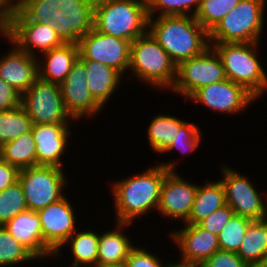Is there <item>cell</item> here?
Listing matches in <instances>:
<instances>
[{
  "mask_svg": "<svg viewBox=\"0 0 267 267\" xmlns=\"http://www.w3.org/2000/svg\"><path fill=\"white\" fill-rule=\"evenodd\" d=\"M95 0H17L12 21L51 25L63 43L78 45L94 27Z\"/></svg>",
  "mask_w": 267,
  "mask_h": 267,
  "instance_id": "obj_1",
  "label": "cell"
},
{
  "mask_svg": "<svg viewBox=\"0 0 267 267\" xmlns=\"http://www.w3.org/2000/svg\"><path fill=\"white\" fill-rule=\"evenodd\" d=\"M176 163L171 160L150 166L141 174L115 180L111 186L115 222L133 224L136 217L148 215V211H157L162 183L170 171L176 170Z\"/></svg>",
  "mask_w": 267,
  "mask_h": 267,
  "instance_id": "obj_2",
  "label": "cell"
},
{
  "mask_svg": "<svg viewBox=\"0 0 267 267\" xmlns=\"http://www.w3.org/2000/svg\"><path fill=\"white\" fill-rule=\"evenodd\" d=\"M148 31L176 66L210 46L209 33L190 15L149 17Z\"/></svg>",
  "mask_w": 267,
  "mask_h": 267,
  "instance_id": "obj_3",
  "label": "cell"
},
{
  "mask_svg": "<svg viewBox=\"0 0 267 267\" xmlns=\"http://www.w3.org/2000/svg\"><path fill=\"white\" fill-rule=\"evenodd\" d=\"M147 0H95L94 29L133 42L148 31Z\"/></svg>",
  "mask_w": 267,
  "mask_h": 267,
  "instance_id": "obj_4",
  "label": "cell"
},
{
  "mask_svg": "<svg viewBox=\"0 0 267 267\" xmlns=\"http://www.w3.org/2000/svg\"><path fill=\"white\" fill-rule=\"evenodd\" d=\"M258 43H209L222 61L226 78L257 99L267 90V74L256 54Z\"/></svg>",
  "mask_w": 267,
  "mask_h": 267,
  "instance_id": "obj_5",
  "label": "cell"
},
{
  "mask_svg": "<svg viewBox=\"0 0 267 267\" xmlns=\"http://www.w3.org/2000/svg\"><path fill=\"white\" fill-rule=\"evenodd\" d=\"M176 67L149 31L131 43L128 72L131 71L144 84L159 90H171L176 78Z\"/></svg>",
  "mask_w": 267,
  "mask_h": 267,
  "instance_id": "obj_6",
  "label": "cell"
},
{
  "mask_svg": "<svg viewBox=\"0 0 267 267\" xmlns=\"http://www.w3.org/2000/svg\"><path fill=\"white\" fill-rule=\"evenodd\" d=\"M266 0H241L209 32V43L259 42Z\"/></svg>",
  "mask_w": 267,
  "mask_h": 267,
  "instance_id": "obj_7",
  "label": "cell"
},
{
  "mask_svg": "<svg viewBox=\"0 0 267 267\" xmlns=\"http://www.w3.org/2000/svg\"><path fill=\"white\" fill-rule=\"evenodd\" d=\"M18 180L27 207L33 211H39L61 199L64 196V187L68 186L63 169L56 166L38 165L21 169Z\"/></svg>",
  "mask_w": 267,
  "mask_h": 267,
  "instance_id": "obj_8",
  "label": "cell"
},
{
  "mask_svg": "<svg viewBox=\"0 0 267 267\" xmlns=\"http://www.w3.org/2000/svg\"><path fill=\"white\" fill-rule=\"evenodd\" d=\"M225 79L222 61L210 45L201 54L177 65L171 92L188 98L197 89Z\"/></svg>",
  "mask_w": 267,
  "mask_h": 267,
  "instance_id": "obj_9",
  "label": "cell"
},
{
  "mask_svg": "<svg viewBox=\"0 0 267 267\" xmlns=\"http://www.w3.org/2000/svg\"><path fill=\"white\" fill-rule=\"evenodd\" d=\"M21 106L33 124H71L74 120L66 111L60 85L39 78L21 96Z\"/></svg>",
  "mask_w": 267,
  "mask_h": 267,
  "instance_id": "obj_10",
  "label": "cell"
},
{
  "mask_svg": "<svg viewBox=\"0 0 267 267\" xmlns=\"http://www.w3.org/2000/svg\"><path fill=\"white\" fill-rule=\"evenodd\" d=\"M221 166L223 177L220 180L225 190L226 203L233 212L251 220L266 219L267 200L256 190L251 180L224 163Z\"/></svg>",
  "mask_w": 267,
  "mask_h": 267,
  "instance_id": "obj_11",
  "label": "cell"
},
{
  "mask_svg": "<svg viewBox=\"0 0 267 267\" xmlns=\"http://www.w3.org/2000/svg\"><path fill=\"white\" fill-rule=\"evenodd\" d=\"M131 43L93 28L79 40V58L109 66L123 76L129 70Z\"/></svg>",
  "mask_w": 267,
  "mask_h": 267,
  "instance_id": "obj_12",
  "label": "cell"
},
{
  "mask_svg": "<svg viewBox=\"0 0 267 267\" xmlns=\"http://www.w3.org/2000/svg\"><path fill=\"white\" fill-rule=\"evenodd\" d=\"M65 197L37 211L45 241V257L50 256V259L60 256L61 247L77 230L75 212Z\"/></svg>",
  "mask_w": 267,
  "mask_h": 267,
  "instance_id": "obj_13",
  "label": "cell"
},
{
  "mask_svg": "<svg viewBox=\"0 0 267 267\" xmlns=\"http://www.w3.org/2000/svg\"><path fill=\"white\" fill-rule=\"evenodd\" d=\"M187 99L226 115L242 112L257 100L245 87L227 78L197 89Z\"/></svg>",
  "mask_w": 267,
  "mask_h": 267,
  "instance_id": "obj_14",
  "label": "cell"
},
{
  "mask_svg": "<svg viewBox=\"0 0 267 267\" xmlns=\"http://www.w3.org/2000/svg\"><path fill=\"white\" fill-rule=\"evenodd\" d=\"M85 63L78 58L72 70L60 84L66 111L74 120L96 115L102 107L92 97L87 85Z\"/></svg>",
  "mask_w": 267,
  "mask_h": 267,
  "instance_id": "obj_15",
  "label": "cell"
},
{
  "mask_svg": "<svg viewBox=\"0 0 267 267\" xmlns=\"http://www.w3.org/2000/svg\"><path fill=\"white\" fill-rule=\"evenodd\" d=\"M177 171H170L161 186L158 210L172 220H188L198 185L189 183Z\"/></svg>",
  "mask_w": 267,
  "mask_h": 267,
  "instance_id": "obj_16",
  "label": "cell"
},
{
  "mask_svg": "<svg viewBox=\"0 0 267 267\" xmlns=\"http://www.w3.org/2000/svg\"><path fill=\"white\" fill-rule=\"evenodd\" d=\"M6 38L10 44L14 43L20 50L34 56L39 55L35 51L43 53L63 44L51 25L32 21H12L6 30Z\"/></svg>",
  "mask_w": 267,
  "mask_h": 267,
  "instance_id": "obj_17",
  "label": "cell"
},
{
  "mask_svg": "<svg viewBox=\"0 0 267 267\" xmlns=\"http://www.w3.org/2000/svg\"><path fill=\"white\" fill-rule=\"evenodd\" d=\"M170 238L180 249V260L203 264L214 252L220 250L217 235L198 224H185L181 230H174Z\"/></svg>",
  "mask_w": 267,
  "mask_h": 267,
  "instance_id": "obj_18",
  "label": "cell"
},
{
  "mask_svg": "<svg viewBox=\"0 0 267 267\" xmlns=\"http://www.w3.org/2000/svg\"><path fill=\"white\" fill-rule=\"evenodd\" d=\"M69 124H33L32 135L36 143L37 166L62 167L61 156L68 147L71 135ZM67 146V147H66Z\"/></svg>",
  "mask_w": 267,
  "mask_h": 267,
  "instance_id": "obj_19",
  "label": "cell"
},
{
  "mask_svg": "<svg viewBox=\"0 0 267 267\" xmlns=\"http://www.w3.org/2000/svg\"><path fill=\"white\" fill-rule=\"evenodd\" d=\"M0 58V78L23 95L38 79L37 56L20 50L14 43Z\"/></svg>",
  "mask_w": 267,
  "mask_h": 267,
  "instance_id": "obj_20",
  "label": "cell"
},
{
  "mask_svg": "<svg viewBox=\"0 0 267 267\" xmlns=\"http://www.w3.org/2000/svg\"><path fill=\"white\" fill-rule=\"evenodd\" d=\"M4 228L36 258H45V241L37 211L25 210L6 222Z\"/></svg>",
  "mask_w": 267,
  "mask_h": 267,
  "instance_id": "obj_21",
  "label": "cell"
},
{
  "mask_svg": "<svg viewBox=\"0 0 267 267\" xmlns=\"http://www.w3.org/2000/svg\"><path fill=\"white\" fill-rule=\"evenodd\" d=\"M43 59L38 61V78L46 82L61 84L72 70L79 58V47L76 44L63 43L52 50L43 52Z\"/></svg>",
  "mask_w": 267,
  "mask_h": 267,
  "instance_id": "obj_22",
  "label": "cell"
},
{
  "mask_svg": "<svg viewBox=\"0 0 267 267\" xmlns=\"http://www.w3.org/2000/svg\"><path fill=\"white\" fill-rule=\"evenodd\" d=\"M87 71V85L92 97L104 108L123 79L115 69L93 60H82Z\"/></svg>",
  "mask_w": 267,
  "mask_h": 267,
  "instance_id": "obj_23",
  "label": "cell"
},
{
  "mask_svg": "<svg viewBox=\"0 0 267 267\" xmlns=\"http://www.w3.org/2000/svg\"><path fill=\"white\" fill-rule=\"evenodd\" d=\"M114 225L115 230L99 234L97 265L125 263L134 247L130 238L123 233L126 226L132 224L116 222Z\"/></svg>",
  "mask_w": 267,
  "mask_h": 267,
  "instance_id": "obj_24",
  "label": "cell"
},
{
  "mask_svg": "<svg viewBox=\"0 0 267 267\" xmlns=\"http://www.w3.org/2000/svg\"><path fill=\"white\" fill-rule=\"evenodd\" d=\"M225 190L221 180L207 181L197 187L192 209L185 224H198L215 210L226 205Z\"/></svg>",
  "mask_w": 267,
  "mask_h": 267,
  "instance_id": "obj_25",
  "label": "cell"
},
{
  "mask_svg": "<svg viewBox=\"0 0 267 267\" xmlns=\"http://www.w3.org/2000/svg\"><path fill=\"white\" fill-rule=\"evenodd\" d=\"M236 253L250 267H257L267 258V218L249 224Z\"/></svg>",
  "mask_w": 267,
  "mask_h": 267,
  "instance_id": "obj_26",
  "label": "cell"
},
{
  "mask_svg": "<svg viewBox=\"0 0 267 267\" xmlns=\"http://www.w3.org/2000/svg\"><path fill=\"white\" fill-rule=\"evenodd\" d=\"M99 234L86 229L75 231L64 244L69 245L72 261L69 267H95L98 259Z\"/></svg>",
  "mask_w": 267,
  "mask_h": 267,
  "instance_id": "obj_27",
  "label": "cell"
},
{
  "mask_svg": "<svg viewBox=\"0 0 267 267\" xmlns=\"http://www.w3.org/2000/svg\"><path fill=\"white\" fill-rule=\"evenodd\" d=\"M186 122L176 116L163 113L154 116L147 129V140L151 149L155 153H163Z\"/></svg>",
  "mask_w": 267,
  "mask_h": 267,
  "instance_id": "obj_28",
  "label": "cell"
},
{
  "mask_svg": "<svg viewBox=\"0 0 267 267\" xmlns=\"http://www.w3.org/2000/svg\"><path fill=\"white\" fill-rule=\"evenodd\" d=\"M0 158L19 170L37 166L36 143L32 131L2 145Z\"/></svg>",
  "mask_w": 267,
  "mask_h": 267,
  "instance_id": "obj_29",
  "label": "cell"
},
{
  "mask_svg": "<svg viewBox=\"0 0 267 267\" xmlns=\"http://www.w3.org/2000/svg\"><path fill=\"white\" fill-rule=\"evenodd\" d=\"M33 122L20 105L15 109L0 111V147L32 131Z\"/></svg>",
  "mask_w": 267,
  "mask_h": 267,
  "instance_id": "obj_30",
  "label": "cell"
},
{
  "mask_svg": "<svg viewBox=\"0 0 267 267\" xmlns=\"http://www.w3.org/2000/svg\"><path fill=\"white\" fill-rule=\"evenodd\" d=\"M37 258L0 225V267L26 263Z\"/></svg>",
  "mask_w": 267,
  "mask_h": 267,
  "instance_id": "obj_31",
  "label": "cell"
},
{
  "mask_svg": "<svg viewBox=\"0 0 267 267\" xmlns=\"http://www.w3.org/2000/svg\"><path fill=\"white\" fill-rule=\"evenodd\" d=\"M241 0H201L196 20L209 33Z\"/></svg>",
  "mask_w": 267,
  "mask_h": 267,
  "instance_id": "obj_32",
  "label": "cell"
},
{
  "mask_svg": "<svg viewBox=\"0 0 267 267\" xmlns=\"http://www.w3.org/2000/svg\"><path fill=\"white\" fill-rule=\"evenodd\" d=\"M252 221L247 217L234 214L217 236L220 250L237 252Z\"/></svg>",
  "mask_w": 267,
  "mask_h": 267,
  "instance_id": "obj_33",
  "label": "cell"
},
{
  "mask_svg": "<svg viewBox=\"0 0 267 267\" xmlns=\"http://www.w3.org/2000/svg\"><path fill=\"white\" fill-rule=\"evenodd\" d=\"M27 209L24 192L19 180L0 192V225H4Z\"/></svg>",
  "mask_w": 267,
  "mask_h": 267,
  "instance_id": "obj_34",
  "label": "cell"
},
{
  "mask_svg": "<svg viewBox=\"0 0 267 267\" xmlns=\"http://www.w3.org/2000/svg\"><path fill=\"white\" fill-rule=\"evenodd\" d=\"M201 0H147L148 17L161 16H195ZM193 7V8H192ZM193 11V12H192Z\"/></svg>",
  "mask_w": 267,
  "mask_h": 267,
  "instance_id": "obj_35",
  "label": "cell"
},
{
  "mask_svg": "<svg viewBox=\"0 0 267 267\" xmlns=\"http://www.w3.org/2000/svg\"><path fill=\"white\" fill-rule=\"evenodd\" d=\"M201 132L200 128L193 123L186 122L179 130L177 137L168 146V148L163 152L169 153L173 150H179L184 154H190L199 147L201 142Z\"/></svg>",
  "mask_w": 267,
  "mask_h": 267,
  "instance_id": "obj_36",
  "label": "cell"
},
{
  "mask_svg": "<svg viewBox=\"0 0 267 267\" xmlns=\"http://www.w3.org/2000/svg\"><path fill=\"white\" fill-rule=\"evenodd\" d=\"M234 214L233 210L226 204L208 215L198 225L218 236Z\"/></svg>",
  "mask_w": 267,
  "mask_h": 267,
  "instance_id": "obj_37",
  "label": "cell"
},
{
  "mask_svg": "<svg viewBox=\"0 0 267 267\" xmlns=\"http://www.w3.org/2000/svg\"><path fill=\"white\" fill-rule=\"evenodd\" d=\"M159 257L143 249L142 247H134L129 253L125 261L126 267H166Z\"/></svg>",
  "mask_w": 267,
  "mask_h": 267,
  "instance_id": "obj_38",
  "label": "cell"
},
{
  "mask_svg": "<svg viewBox=\"0 0 267 267\" xmlns=\"http://www.w3.org/2000/svg\"><path fill=\"white\" fill-rule=\"evenodd\" d=\"M202 267H250L236 252L218 250L214 252Z\"/></svg>",
  "mask_w": 267,
  "mask_h": 267,
  "instance_id": "obj_39",
  "label": "cell"
},
{
  "mask_svg": "<svg viewBox=\"0 0 267 267\" xmlns=\"http://www.w3.org/2000/svg\"><path fill=\"white\" fill-rule=\"evenodd\" d=\"M21 94L0 78V111H8L21 105Z\"/></svg>",
  "mask_w": 267,
  "mask_h": 267,
  "instance_id": "obj_40",
  "label": "cell"
},
{
  "mask_svg": "<svg viewBox=\"0 0 267 267\" xmlns=\"http://www.w3.org/2000/svg\"><path fill=\"white\" fill-rule=\"evenodd\" d=\"M17 0H0V35L6 39V30L16 12Z\"/></svg>",
  "mask_w": 267,
  "mask_h": 267,
  "instance_id": "obj_41",
  "label": "cell"
},
{
  "mask_svg": "<svg viewBox=\"0 0 267 267\" xmlns=\"http://www.w3.org/2000/svg\"><path fill=\"white\" fill-rule=\"evenodd\" d=\"M20 170L0 158V192L18 181Z\"/></svg>",
  "mask_w": 267,
  "mask_h": 267,
  "instance_id": "obj_42",
  "label": "cell"
},
{
  "mask_svg": "<svg viewBox=\"0 0 267 267\" xmlns=\"http://www.w3.org/2000/svg\"><path fill=\"white\" fill-rule=\"evenodd\" d=\"M166 267H202L200 264L190 263L186 261L174 262L166 264Z\"/></svg>",
  "mask_w": 267,
  "mask_h": 267,
  "instance_id": "obj_43",
  "label": "cell"
},
{
  "mask_svg": "<svg viewBox=\"0 0 267 267\" xmlns=\"http://www.w3.org/2000/svg\"><path fill=\"white\" fill-rule=\"evenodd\" d=\"M95 267H126L125 263L96 265Z\"/></svg>",
  "mask_w": 267,
  "mask_h": 267,
  "instance_id": "obj_44",
  "label": "cell"
},
{
  "mask_svg": "<svg viewBox=\"0 0 267 267\" xmlns=\"http://www.w3.org/2000/svg\"><path fill=\"white\" fill-rule=\"evenodd\" d=\"M257 267H267V258L262 263H260Z\"/></svg>",
  "mask_w": 267,
  "mask_h": 267,
  "instance_id": "obj_45",
  "label": "cell"
}]
</instances>
